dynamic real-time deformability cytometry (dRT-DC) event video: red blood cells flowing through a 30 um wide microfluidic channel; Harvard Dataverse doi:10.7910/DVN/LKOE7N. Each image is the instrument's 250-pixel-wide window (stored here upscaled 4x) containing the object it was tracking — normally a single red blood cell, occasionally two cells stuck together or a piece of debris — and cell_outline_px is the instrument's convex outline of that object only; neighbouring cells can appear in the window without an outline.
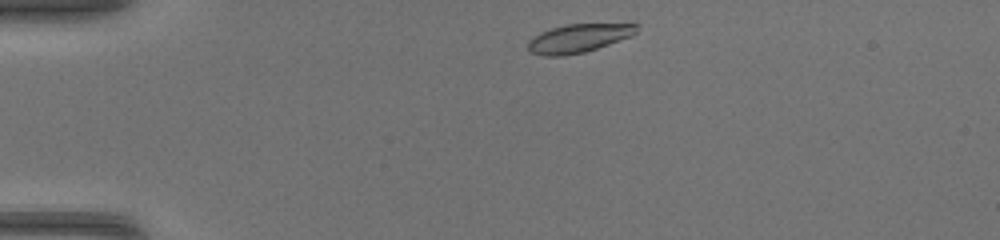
{"species": "common noctule bat (a hibernating species)", "species_latin": "Nyctalus noctula", "temperature_condition": "warm", "stored_images_in_passage": 37, "camera_frame_rate_fps": 3000, "um_per_image_px": 0.085, "animal": {"sex": "female", "body_mass_g": 17.0, "forearm_length_mm": 48.0}, "frame": {"image": 1, "passage_image": 1, "time_ms": 0.0, "image_size_px": [1000, 240], "cell_outline_px": [[636, 32], [632, 36], [584, 52], [564, 56], [544, 56], [532, 52], [528, 48], [528, 40], [540, 32], [552, 28], [568, 24], [636, 24]], "centroid_in_image_um": [49.14, 3.26], "position_along_channel_um": 35.9, "area_um2": 17.74}}
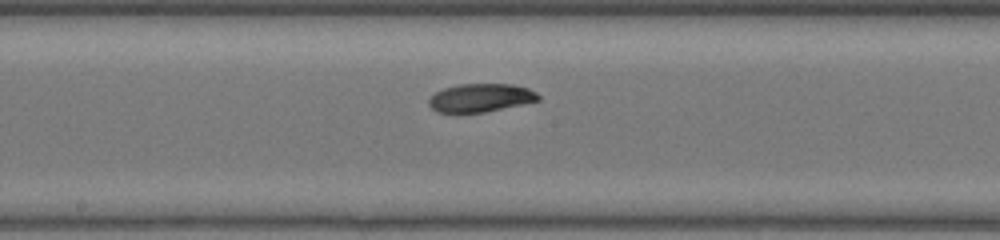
{"frame": {"image": 2, "passage_image": 16, "time_ms": 5.0, "image_size_px": [1000, 240], "cell_outline_px": [[540, 100], [484, 112], [456, 116], [436, 112], [428, 104], [428, 100], [436, 92], [444, 88], [456, 84], [512, 84], [528, 88], [536, 92], [540, 96]], "centroid_in_image_um": [40.78, 8.35], "position_along_channel_um": 207.4, "area_um2": 18.61}}
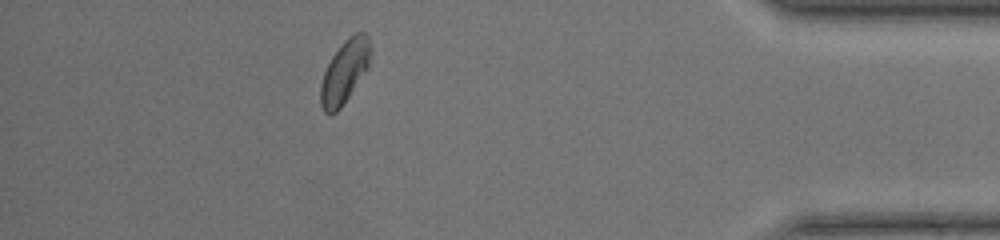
{"frame": {"image": 3, "passage_image": 32, "time_ms": 10.333, "image_size_px": [1000, 240], "cell_outline_px": [[372, 48], [368, 68], [340, 108], [336, 112], [324, 112], [320, 104], [320, 84], [324, 72], [332, 56], [344, 40], [348, 36], [356, 32], [364, 32], [368, 36]], "centroid_in_image_um": [29.31, 6.05], "position_along_channel_um": 405.9, "area_um2": 18.26}}